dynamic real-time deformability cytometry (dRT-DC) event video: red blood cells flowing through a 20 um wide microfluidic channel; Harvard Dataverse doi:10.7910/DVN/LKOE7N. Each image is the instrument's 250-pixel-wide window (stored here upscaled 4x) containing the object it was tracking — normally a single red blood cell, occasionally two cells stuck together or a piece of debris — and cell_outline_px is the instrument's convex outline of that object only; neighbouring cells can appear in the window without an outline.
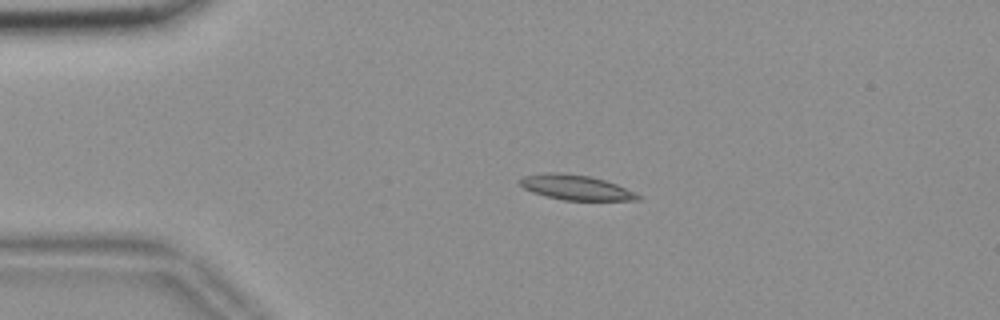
{"species": "common noctule bat (a hibernating species)", "species_latin": "Nyctalus noctula", "temperature_condition": "room temperature", "stored_images_in_passage": 49, "camera_frame_rate_fps": 3000, "um_per_image_px": 0.085, "animal": {"sex": "female", "body_mass_g": 18.4}, "frame": {"image": 1, "passage_image": 6, "time_ms": 1.667, "image_size_px": [1000, 320], "cell_outline_px": [[644, 196], [640, 200], [564, 200], [544, 196], [532, 192], [524, 188], [520, 184], [520, 180], [524, 176], [552, 172], [588, 176], [604, 180], [616, 184]], "centroid_in_image_um": [48.98, 15.95], "position_along_channel_um": 36.0, "area_um2": 16.94}}
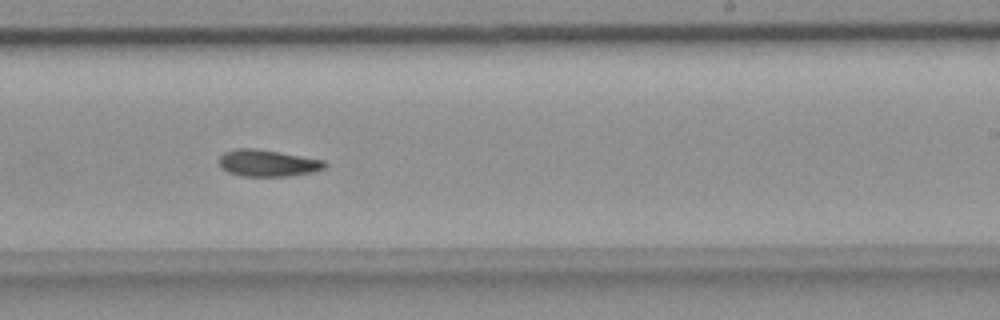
{"frame": {"image": 2, "passage_image": 28, "time_ms": 9.0, "image_size_px": [1000, 320], "cell_outline_px": [[328, 164], [324, 168], [312, 172], [288, 176], [240, 176], [228, 172], [220, 168], [220, 156], [224, 152], [236, 148], [252, 148], [324, 160]], "centroid_in_image_um": [22.72, 13.87], "position_along_channel_um": 266.3, "area_um2": 16.3}}
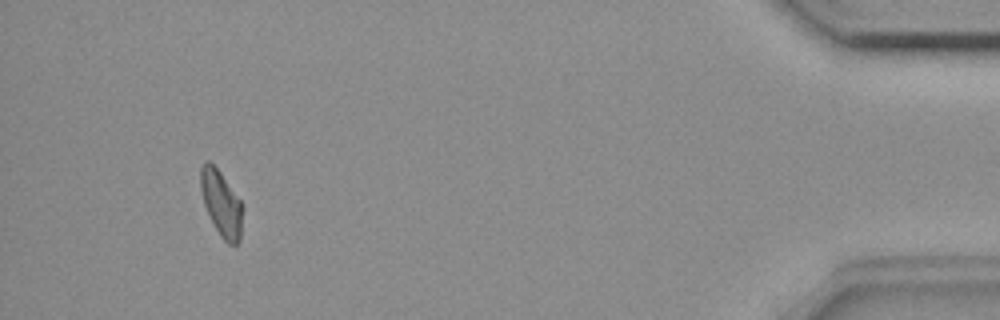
{"frame": {"image": 3, "passage_image": 46, "time_ms": 15.0, "image_size_px": [1000, 320], "cell_outline_px": [[240, 240], [236, 244], [228, 244], [220, 236], [204, 204], [200, 188], [200, 168], [208, 160], [220, 172], [240, 200]], "centroid_in_image_um": [18.77, 17.27], "position_along_channel_um": 416.4, "area_um2": 15.32}}